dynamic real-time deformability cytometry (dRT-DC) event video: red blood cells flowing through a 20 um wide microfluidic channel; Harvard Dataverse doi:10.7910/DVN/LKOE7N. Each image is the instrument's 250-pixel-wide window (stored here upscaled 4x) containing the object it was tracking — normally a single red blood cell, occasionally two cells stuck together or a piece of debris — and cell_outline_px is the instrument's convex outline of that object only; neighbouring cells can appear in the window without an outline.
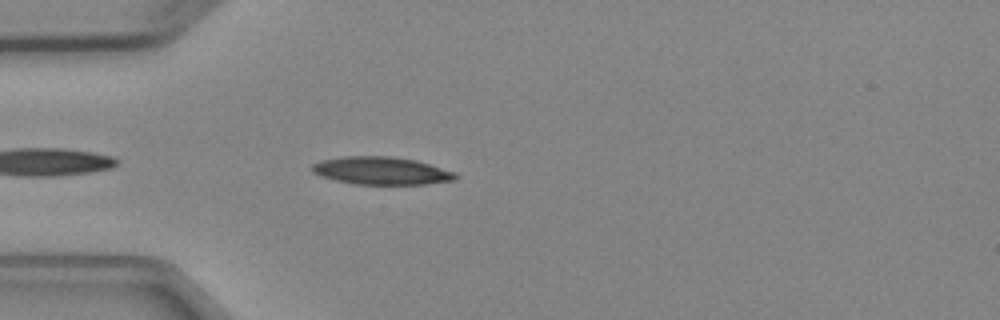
{"species": "Egyptian fruit bat (a non-hibernating species)", "species_latin": "Rousettus aegyptiacus", "temperature_condition": "cold", "stored_images_in_passage": 4, "camera_frame_rate_fps": 3000, "um_per_image_px": 0.085, "animal": {"sex": "female"}, "frame": {"image": 1, "passage_image": 4, "time_ms": 3.667, "image_size_px": [1000, 320], "cell_outline_px": [[456, 180], [424, 184], [352, 184], [320, 176], [312, 172], [312, 164], [324, 160], [344, 156], [392, 156], [416, 160], [456, 172]], "centroid_in_image_um": [32.42, 14.51], "position_along_channel_um": 52.6, "area_um2": 23.12}}